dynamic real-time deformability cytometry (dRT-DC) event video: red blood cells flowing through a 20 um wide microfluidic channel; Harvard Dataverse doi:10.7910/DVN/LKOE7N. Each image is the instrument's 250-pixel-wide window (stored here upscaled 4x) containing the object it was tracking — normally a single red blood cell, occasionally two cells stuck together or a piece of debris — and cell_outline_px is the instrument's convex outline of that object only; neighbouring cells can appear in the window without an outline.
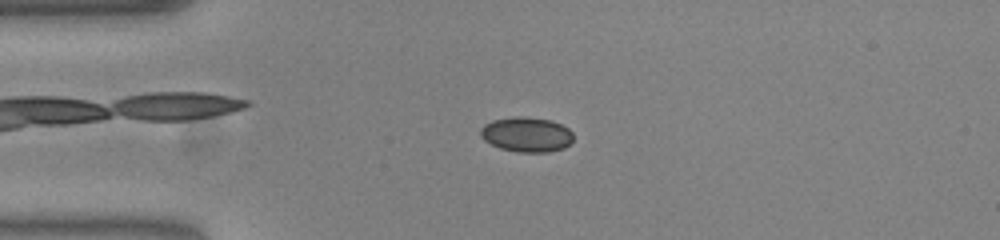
{"species": "common noctule bat (a hibernating species)", "species_latin": "Nyctalus noctula", "temperature_condition": "warm", "stored_images_in_passage": 45, "camera_frame_rate_fps": 3000, "um_per_image_px": 0.085, "animal": {"sex": "female", "body_mass_g": 23.0, "forearm_length_mm": 53.4}, "frame": {"image": 1, "passage_image": 5, "time_ms": 1.333, "image_size_px": [1000, 240], "cell_outline_px": [[572, 140], [564, 148], [548, 152], [516, 152], [500, 148], [484, 140], [480, 136], [480, 128], [484, 124], [492, 120], [512, 116], [524, 116], [552, 120], [568, 128], [572, 132]], "centroid_in_image_um": [44.73, 11.42], "position_along_channel_um": 40.3, "area_um2": 19.02}}
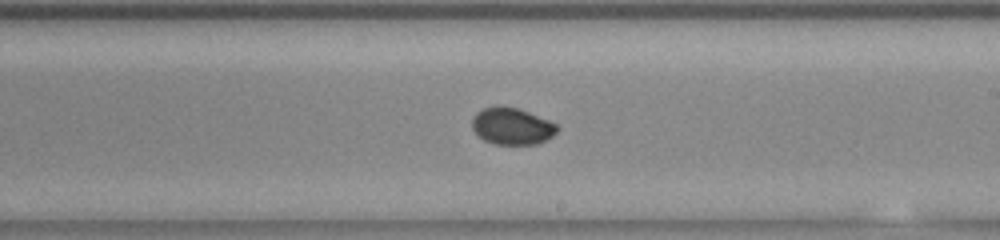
{"frame": {"image": 2, "passage_image": 23, "time_ms": 7.333, "image_size_px": [1000, 240], "cell_outline_px": [[560, 128], [552, 136], [536, 144], [492, 144], [484, 140], [472, 128], [472, 120], [476, 112], [484, 108], [496, 104], [516, 108], [528, 112], [548, 120], [556, 124]], "centroid_in_image_um": [43.49, 10.71], "position_along_channel_um": 245.5, "area_um2": 18.21}}
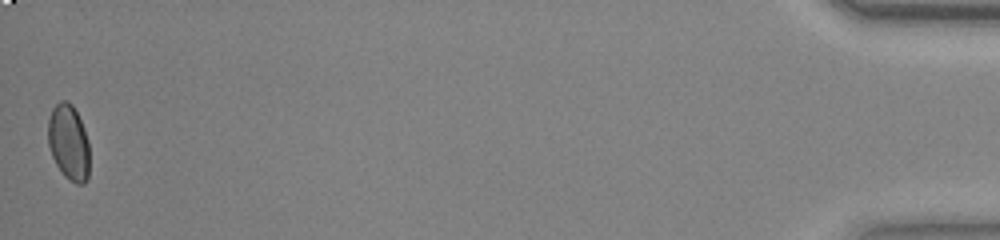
{"frame": {"image": 3, "passage_image": 45, "time_ms": 14.667, "image_size_px": [1000, 240], "cell_outline_px": [[88, 180], [84, 184], [76, 184], [64, 176], [56, 164], [52, 156], [48, 144], [48, 120], [52, 108], [60, 100], [68, 100], [72, 104], [80, 120], [88, 140]], "centroid_in_image_um": [5.82, 12.1], "position_along_channel_um": 429.4, "area_um2": 18.26}}